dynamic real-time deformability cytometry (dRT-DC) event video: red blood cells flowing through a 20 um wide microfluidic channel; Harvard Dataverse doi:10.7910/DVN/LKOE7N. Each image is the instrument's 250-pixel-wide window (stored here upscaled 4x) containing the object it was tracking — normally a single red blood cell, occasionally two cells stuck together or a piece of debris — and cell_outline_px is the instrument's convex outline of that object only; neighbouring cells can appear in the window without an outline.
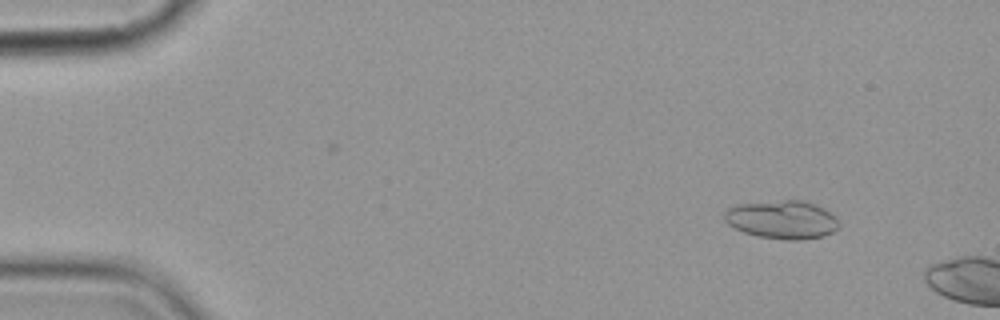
{"species": "common noctule bat (a hibernating species)", "species_latin": "Nyctalus noctula", "temperature_condition": "cold", "stored_images_in_passage": 3, "camera_frame_rate_fps": 3000, "um_per_image_px": 0.085, "animal": {"sex": "female", "body_mass_g": 19.9}, "frame": {"image": 1, "passage_image": 1, "time_ms": 0.0, "image_size_px": [1000, 320], "cell_outline_px": [[840, 228], [832, 232], [820, 236], [800, 240], [788, 240], [756, 236], [744, 232], [728, 224], [724, 220], [724, 212], [728, 208], [736, 204], [784, 200], [804, 200], [816, 204], [824, 208], [836, 216], [840, 224]], "centroid_in_image_um": [66.49, 18.66], "position_along_channel_um": 18.5, "area_um2": 25.78}}